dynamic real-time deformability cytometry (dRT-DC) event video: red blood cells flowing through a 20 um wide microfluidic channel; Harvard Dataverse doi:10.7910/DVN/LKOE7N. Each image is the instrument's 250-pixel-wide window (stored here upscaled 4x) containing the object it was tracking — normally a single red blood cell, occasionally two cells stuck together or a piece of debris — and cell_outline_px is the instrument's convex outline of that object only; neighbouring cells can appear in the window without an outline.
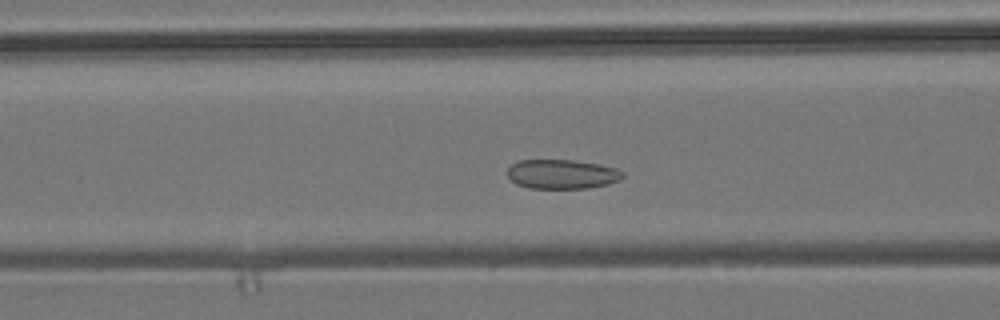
{"species": "common noctule bat (a hibernating species)", "species_latin": "Nyctalus noctula", "temperature_condition": "room temperature", "stored_images_in_passage": 45, "camera_frame_rate_fps": 3000, "um_per_image_px": 0.085, "animal": {"sex": "male", "body_mass_g": 19.2, "forearm_length_mm": 51.8}, "frame": {"image": 1, "passage_image": 13, "time_ms": 4.0, "image_size_px": [1000, 320], "cell_outline_px": [[624, 176], [620, 180], [608, 184], [588, 188], [528, 188], [516, 184], [508, 176], [508, 168], [512, 164], [520, 160], [576, 160], [616, 168], [624, 172]], "centroid_in_image_um": [47.78, 14.8], "position_along_channel_um": 118.8, "area_um2": 19.71}}
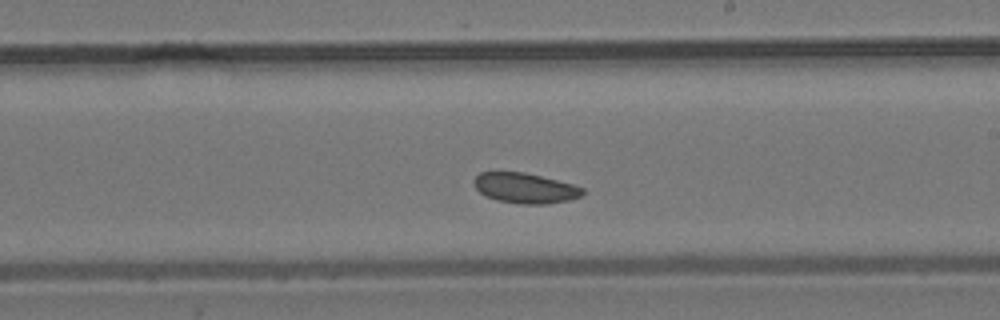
{"frame": {"image": 2, "passage_image": 23, "time_ms": 7.333, "image_size_px": [1000, 320], "cell_outline_px": [[584, 192], [580, 196], [568, 200], [548, 204], [520, 204], [496, 200], [484, 196], [476, 188], [472, 180], [480, 172], [524, 172], [572, 184], [584, 188]], "centroid_in_image_um": [44.6, 15.99], "position_along_channel_um": 244.4, "area_um2": 19.13}}
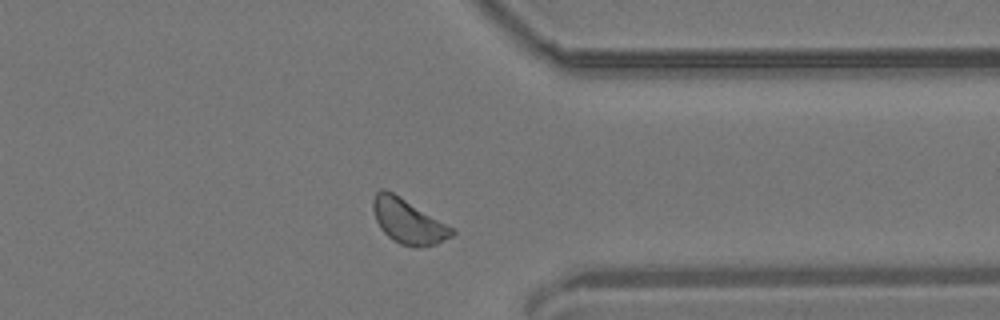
{"frame": {"image": 3, "passage_image": 34, "time_ms": 11.0, "image_size_px": [1000, 320], "cell_outline_px": [[456, 232], [452, 236], [436, 244], [420, 248], [400, 244], [392, 240], [380, 228], [376, 220], [372, 208], [372, 200], [376, 192], [380, 188], [384, 188], [400, 196], [456, 228]], "centroid_in_image_um": [34.71, 18.81], "position_along_channel_um": 376.7, "area_um2": 20.87}}